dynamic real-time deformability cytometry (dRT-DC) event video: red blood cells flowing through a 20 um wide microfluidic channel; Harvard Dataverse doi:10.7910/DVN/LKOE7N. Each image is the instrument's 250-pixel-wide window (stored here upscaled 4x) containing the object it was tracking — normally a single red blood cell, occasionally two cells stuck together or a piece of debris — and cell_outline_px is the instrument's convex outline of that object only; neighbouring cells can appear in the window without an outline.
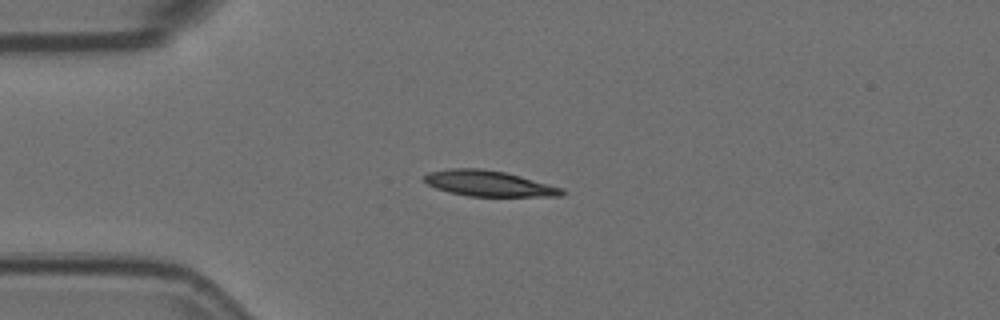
{"species": "Egyptian fruit bat (a non-hibernating species)", "species_latin": "Rousettus aegyptiacus", "temperature_condition": "room temperature", "stored_images_in_passage": 5, "camera_frame_rate_fps": 3000, "um_per_image_px": 0.085, "animal": {"sex": "female"}, "frame": {"image": 1, "passage_image": 3, "time_ms": 0.667, "image_size_px": [1000, 320], "cell_outline_px": [[568, 192], [564, 196], [468, 196], [448, 192], [436, 188], [428, 184], [424, 180], [424, 176], [428, 172], [448, 168], [480, 168], [504, 172], [520, 176], [564, 188]], "centroid_in_image_um": [41.57, 15.6], "position_along_channel_um": 43.4, "area_um2": 20.69}}
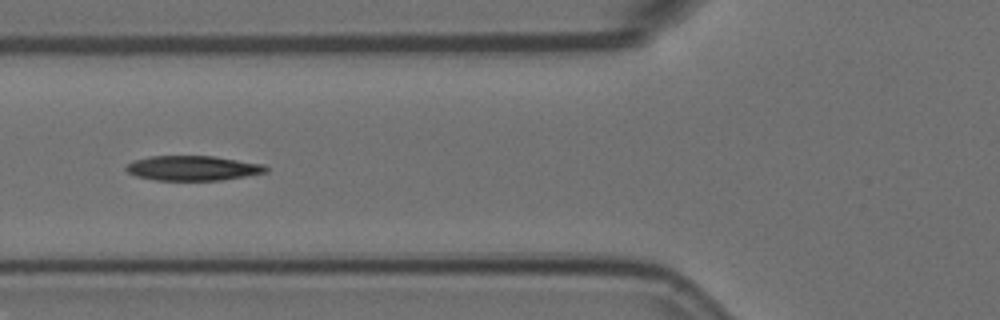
{"frame": {"image": 2, "passage_image": 5, "time_ms": 1.333, "image_size_px": [1000, 320], "cell_outline_px": [[268, 172], [220, 180], [156, 180], [136, 176], [128, 172], [124, 168], [132, 160], [148, 156], [212, 156], [264, 164], [268, 168]], "centroid_in_image_um": [16.36, 14.28], "position_along_channel_um": 109.4, "area_um2": 20.17}}